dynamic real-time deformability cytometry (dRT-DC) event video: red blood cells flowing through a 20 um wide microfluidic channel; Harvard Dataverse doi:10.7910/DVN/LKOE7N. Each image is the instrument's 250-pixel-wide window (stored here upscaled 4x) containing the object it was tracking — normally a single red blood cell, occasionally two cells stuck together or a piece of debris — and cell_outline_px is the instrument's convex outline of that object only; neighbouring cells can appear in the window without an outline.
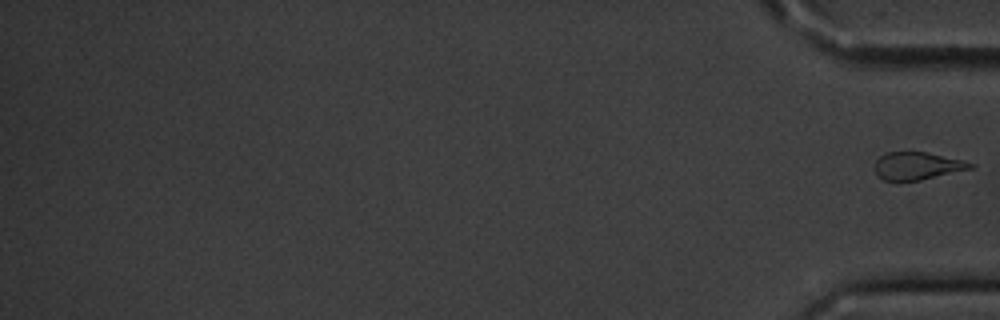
{"species": "common noctule bat (a hibernating species)", "species_latin": "Nyctalus noctula", "temperature_condition": "cold", "stored_images_in_passage": 14, "segment_of_instrument_passage": [2, 2], "camera_frame_rate_fps": 3000, "um_per_image_px": 0.085, "animal": {"sex": "male", "body_mass_g": 20.1, "forearm_length_mm": 53.5}, "frame": {"image": 1, "passage_image": 14, "time_ms": 16.0, "image_size_px": [1000, 320], "cell_outline_px": [[976, 168], [920, 180], [896, 184], [884, 180], [876, 176], [876, 160], [880, 156], [888, 152], [928, 152], [964, 160], [976, 164]], "centroid_in_image_um": [77.99, 14.14], "position_along_channel_um": 357.2, "area_um2": 16.01}}